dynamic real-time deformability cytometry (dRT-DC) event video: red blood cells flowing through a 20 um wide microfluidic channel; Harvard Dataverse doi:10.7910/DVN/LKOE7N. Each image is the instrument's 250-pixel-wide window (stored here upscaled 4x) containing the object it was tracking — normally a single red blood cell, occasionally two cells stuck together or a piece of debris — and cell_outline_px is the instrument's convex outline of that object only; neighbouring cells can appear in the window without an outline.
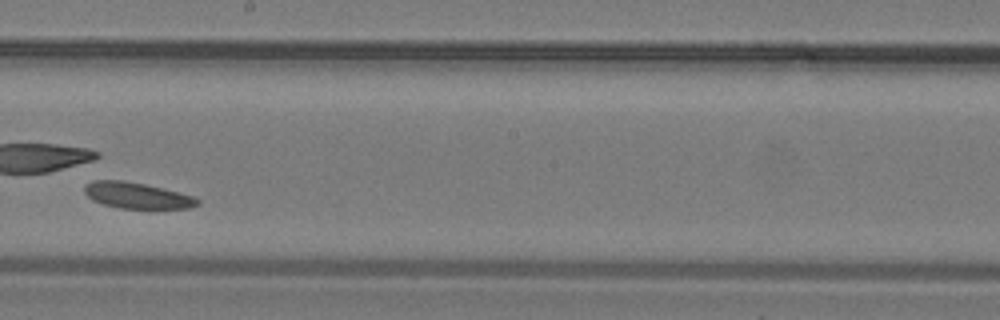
{"species": "common noctule bat (a hibernating species)", "species_latin": "Nyctalus noctula", "temperature_condition": "warm", "stored_images_in_passage": 17, "camera_frame_rate_fps": 3000, "um_per_image_px": 0.085, "animal": {"sex": "male", "body_mass_g": 19.2, "forearm_length_mm": 51.8}, "frame": {"image": 1, "passage_image": 12, "time_ms": 3.667, "image_size_px": [1000, 320], "cell_outline_px": [[200, 204], [188, 208], [120, 208], [104, 204], [92, 200], [84, 192], [84, 188], [92, 180], [124, 180], [144, 184], [192, 196], [200, 200]], "centroid_in_image_um": [11.62, 16.61], "position_along_channel_um": 236.6, "area_um2": 16.82}}